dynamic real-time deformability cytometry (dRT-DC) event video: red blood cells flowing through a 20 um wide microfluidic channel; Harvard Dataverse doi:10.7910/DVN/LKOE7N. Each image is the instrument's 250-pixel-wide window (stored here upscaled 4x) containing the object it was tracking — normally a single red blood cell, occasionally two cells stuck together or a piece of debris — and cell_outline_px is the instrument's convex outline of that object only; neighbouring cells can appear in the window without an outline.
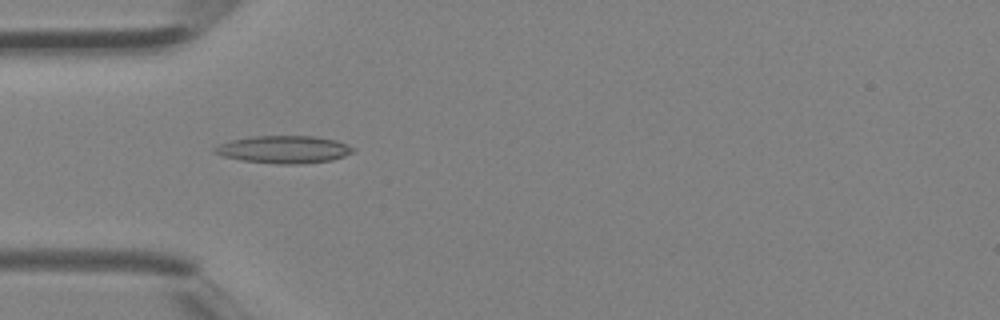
{"species": "Egyptian fruit bat (a non-hibernating species)", "species_latin": "Rousettus aegyptiacus", "temperature_condition": "room temperature", "stored_images_in_passage": 3, "camera_frame_rate_fps": 3000, "um_per_image_px": 0.085, "animal": {"sex": "female"}, "frame": {"image": 1, "passage_image": 2, "time_ms": 0.333, "image_size_px": [1000, 320], "cell_outline_px": [[356, 148], [352, 152], [344, 156], [332, 160], [300, 164], [280, 164], [244, 160], [220, 156], [212, 152], [212, 148], [220, 144], [232, 140], [252, 136], [316, 136], [336, 140], [348, 144]], "centroid_in_image_um": [24.13, 12.7], "position_along_channel_um": 60.9, "area_um2": 22.25}}
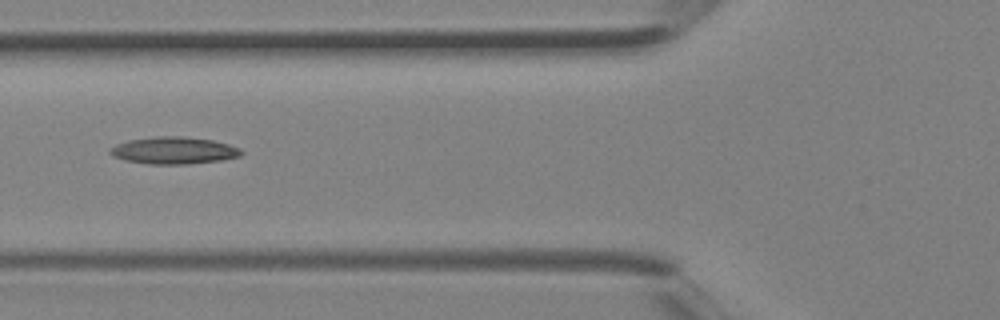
{"frame": {"image": 2, "passage_image": 3, "time_ms": 0.667, "image_size_px": [1000, 320], "cell_outline_px": [[244, 152], [240, 156], [220, 160], [188, 164], [148, 164], [124, 160], [112, 156], [108, 152], [108, 148], [116, 144], [128, 140], [156, 136], [184, 136], [212, 140], [228, 144], [240, 148]], "centroid_in_image_um": [14.73, 12.79], "position_along_channel_um": 111.1, "area_um2": 20.87}}